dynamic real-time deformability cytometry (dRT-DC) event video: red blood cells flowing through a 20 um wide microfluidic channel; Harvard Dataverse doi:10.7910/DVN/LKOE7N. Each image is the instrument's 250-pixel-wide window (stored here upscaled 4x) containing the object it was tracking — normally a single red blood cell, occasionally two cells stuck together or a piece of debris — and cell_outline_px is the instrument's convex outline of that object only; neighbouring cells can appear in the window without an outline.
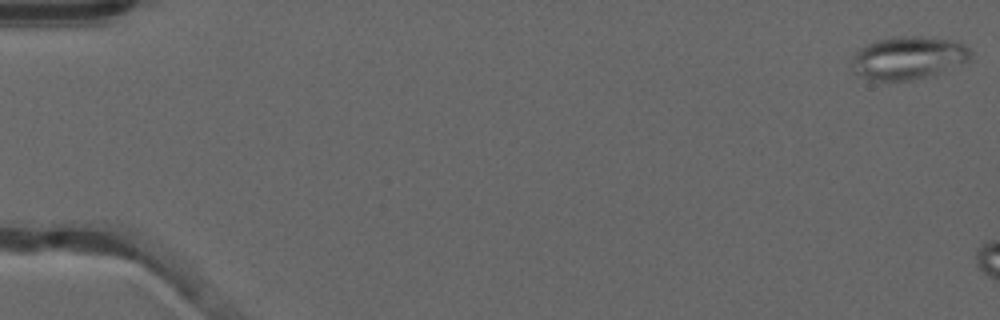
{"species": "common noctule bat (a hibernating species)", "species_latin": "Nyctalus noctula", "temperature_condition": "warm", "stored_images_in_passage": 7, "camera_frame_rate_fps": 3000, "um_per_image_px": 0.085, "animal": {"sex": "male", "forearm_length_mm": 52.5}, "frame": {"image": 1, "passage_image": 1, "time_ms": 0.0, "image_size_px": [1000, 320], "cell_outline_px": [[972, 52], [968, 60], [932, 76], [912, 80], [868, 80], [852, 72], [852, 56], [860, 48], [876, 40], [900, 36], [920, 36], [956, 40], [964, 44]], "centroid_in_image_um": [77.18, 4.92], "position_along_channel_um": 7.8, "area_um2": 29.82}}